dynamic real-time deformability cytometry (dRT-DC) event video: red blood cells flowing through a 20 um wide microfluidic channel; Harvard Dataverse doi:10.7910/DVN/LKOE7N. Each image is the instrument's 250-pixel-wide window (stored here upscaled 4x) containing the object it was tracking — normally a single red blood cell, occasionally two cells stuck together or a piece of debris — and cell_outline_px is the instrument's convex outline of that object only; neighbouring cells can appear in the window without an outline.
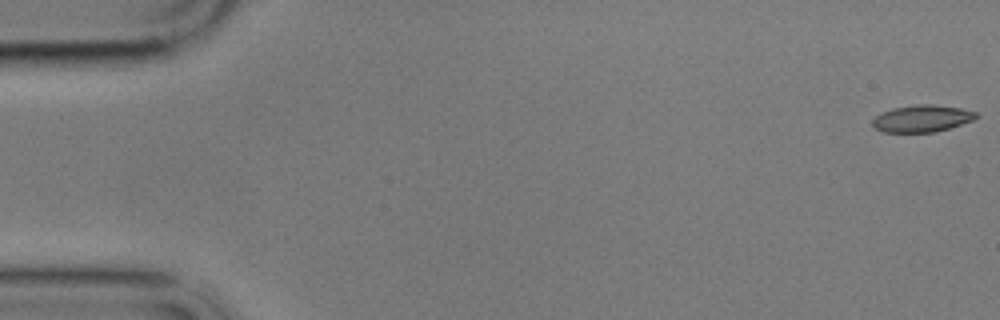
{"species": "common noctule bat (a hibernating species)", "species_latin": "Nyctalus noctula", "temperature_condition": "cold", "stored_images_in_passage": 8, "camera_frame_rate_fps": 3000, "um_per_image_px": 0.085, "animal": {"sex": "male", "body_mass_g": 17.9}, "frame": {"image": 1, "passage_image": 1, "time_ms": 0.0, "image_size_px": [1000, 320], "cell_outline_px": [[980, 116], [972, 120], [936, 132], [884, 132], [876, 128], [872, 124], [872, 120], [876, 116], [892, 108], [916, 104], [928, 104], [960, 108], [976, 112]], "centroid_in_image_um": [78.37, 10.07], "position_along_channel_um": 6.6, "area_um2": 16.07}}
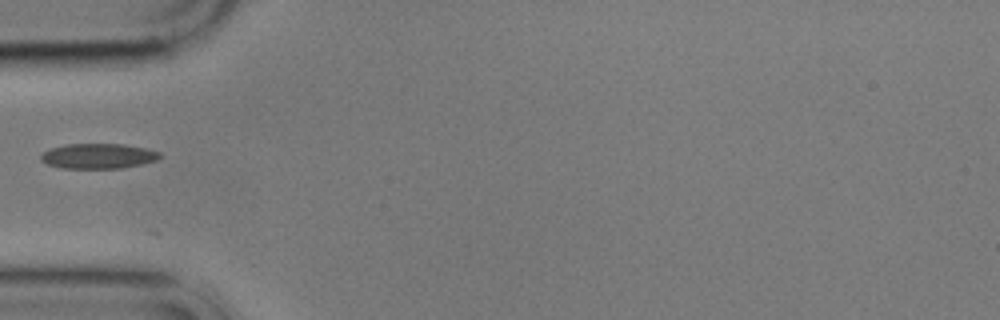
{"frame": {"image": 2, "passage_image": 6, "time_ms": 6.0, "image_size_px": [1000, 320], "cell_outline_px": [[160, 156], [156, 160], [140, 164], [120, 168], [60, 168], [48, 164], [40, 160], [40, 156], [48, 148], [68, 144], [124, 144], [144, 148], [160, 152]], "centroid_in_image_um": [8.3, 13.26], "position_along_channel_um": 76.7, "area_um2": 17.28}}
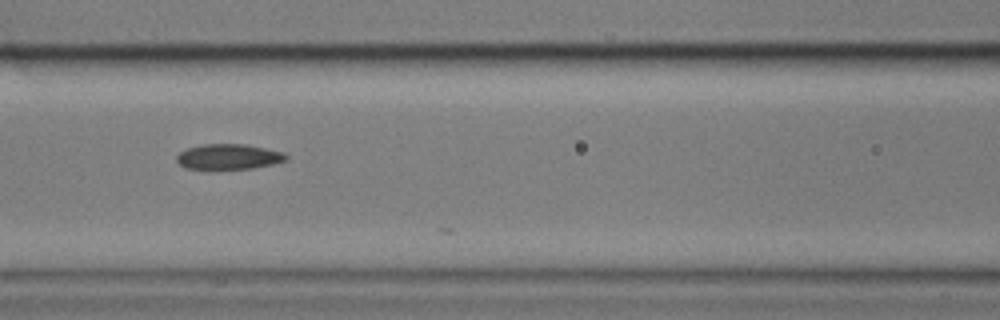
{"frame": {"image": 3, "passage_image": 8, "time_ms": 8.0, "image_size_px": [1000, 320], "cell_outline_px": [[288, 160], [272, 164], [252, 168], [184, 168], [176, 160], [176, 156], [180, 152], [188, 148], [204, 144], [244, 144], [284, 152], [288, 156]], "centroid_in_image_um": [19.45, 13.31], "position_along_channel_um": 147.1, "area_um2": 15.9}}